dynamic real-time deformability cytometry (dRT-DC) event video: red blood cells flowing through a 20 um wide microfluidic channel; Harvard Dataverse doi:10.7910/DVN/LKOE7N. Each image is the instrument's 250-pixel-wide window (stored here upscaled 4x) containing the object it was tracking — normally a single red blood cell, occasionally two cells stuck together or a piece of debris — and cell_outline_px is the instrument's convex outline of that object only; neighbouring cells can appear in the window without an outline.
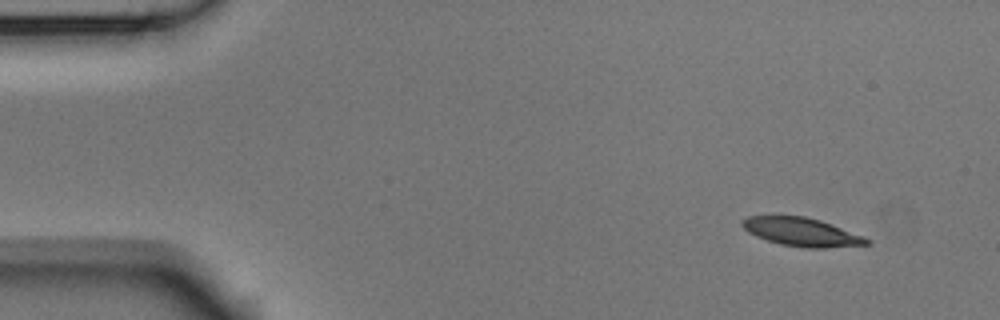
{"species": "Egyptian fruit bat (a non-hibernating species)", "species_latin": "Rousettus aegyptiacus", "temperature_condition": "room temperature", "stored_images_in_passage": 3, "camera_frame_rate_fps": 3000, "um_per_image_px": 0.085, "animal": {"sex": "male"}, "frame": {"image": 1, "passage_image": 1, "time_ms": 0.0, "image_size_px": [1000, 320], "cell_outline_px": [[872, 244], [824, 248], [804, 248], [780, 244], [756, 236], [748, 232], [740, 224], [740, 220], [748, 216], [804, 216], [820, 220], [864, 236], [872, 240]], "centroid_in_image_um": [68.15, 19.72], "position_along_channel_um": 16.8, "area_um2": 20.69}}